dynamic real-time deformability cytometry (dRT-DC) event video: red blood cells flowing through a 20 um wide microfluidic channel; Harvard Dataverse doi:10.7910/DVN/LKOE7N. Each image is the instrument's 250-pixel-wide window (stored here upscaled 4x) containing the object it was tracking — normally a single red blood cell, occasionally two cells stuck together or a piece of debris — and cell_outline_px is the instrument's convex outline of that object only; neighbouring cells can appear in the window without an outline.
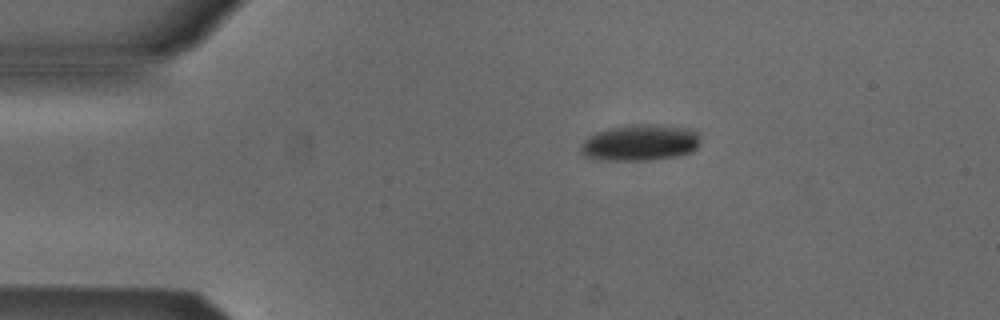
{"species": "Egyptian fruit bat (a non-hibernating species)", "species_latin": "Rousettus aegyptiacus", "temperature_condition": "cold", "stored_images_in_passage": 38, "camera_frame_rate_fps": 3000, "um_per_image_px": 0.085, "animal": {"sex": "male"}, "frame": {"image": 1, "passage_image": 3, "time_ms": 0.667, "image_size_px": [1000, 320], "cell_outline_px": [[700, 140], [696, 148], [692, 152], [676, 156], [644, 160], [604, 160], [588, 156], [580, 152], [580, 144], [588, 136], [596, 132], [608, 128], [632, 124], [656, 124], [692, 128], [696, 132]], "centroid_in_image_um": [54.41, 12.1], "position_along_channel_um": 30.6, "area_um2": 25.32}}
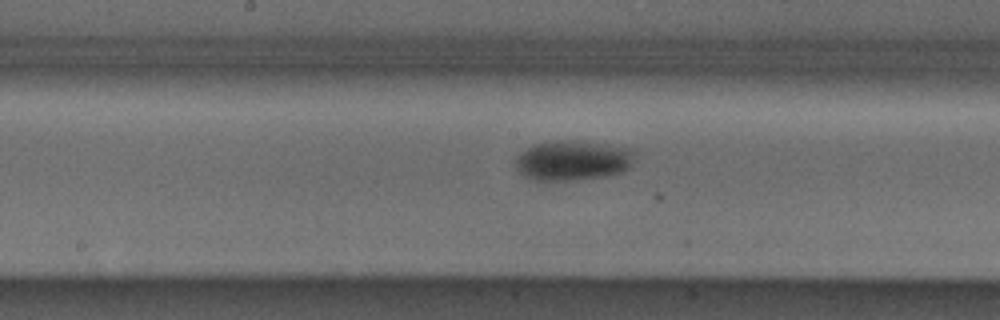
{"frame": {"image": 2, "passage_image": 20, "time_ms": 6.333, "image_size_px": [1000, 320], "cell_outline_px": [[632, 156], [628, 168], [620, 172], [604, 176], [572, 180], [532, 180], [524, 176], [520, 172], [516, 164], [516, 156], [520, 152], [532, 144], [556, 140], [564, 140], [632, 148]], "centroid_in_image_um": [48.6, 13.64], "position_along_channel_um": 199.6, "area_um2": 27.22}}
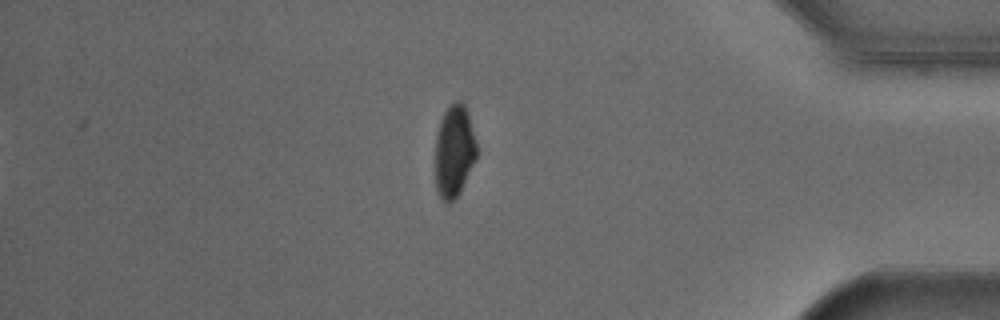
{"frame": {"image": 3, "passage_image": 38, "time_ms": 12.333, "image_size_px": [1000, 320], "cell_outline_px": [[476, 156], [460, 192], [448, 204], [440, 196], [436, 188], [436, 136], [440, 120], [444, 112], [456, 100], [460, 100], [464, 104], [476, 140]], "centroid_in_image_um": [38.59, 12.83], "position_along_channel_um": 396.6, "area_um2": 21.73}, "authors_computed_cell_mechanics": {"area_um2": 26.7614, "velocity_mm_per_s": 3.8624, "shape_relaxation_time_tau1_ms": 6.2437, "shape_relaxation_time_tau2_ms": null, "deformation_change_tau1": 0.1555, "deformation_change_tau2": null}}